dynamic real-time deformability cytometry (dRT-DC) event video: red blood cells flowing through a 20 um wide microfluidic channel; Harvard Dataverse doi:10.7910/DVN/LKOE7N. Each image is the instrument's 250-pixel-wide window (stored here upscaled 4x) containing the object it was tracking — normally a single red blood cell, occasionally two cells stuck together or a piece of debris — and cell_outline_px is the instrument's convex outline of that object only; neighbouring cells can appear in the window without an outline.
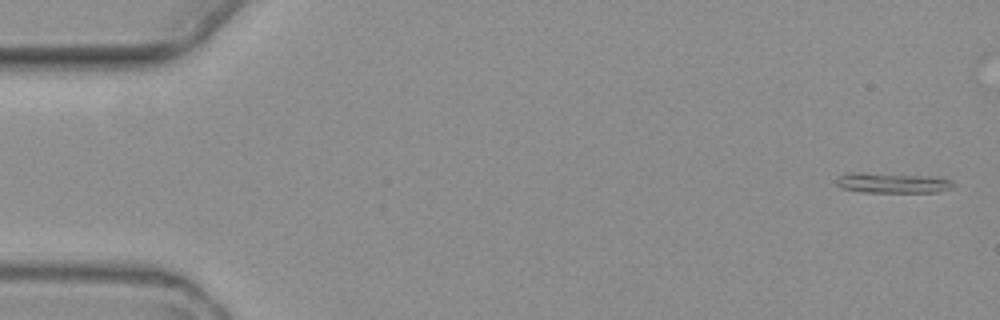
{"species": "common noctule bat (a hibernating species)", "species_latin": "Nyctalus noctula", "temperature_condition": "warm", "stored_images_in_passage": 5, "camera_frame_rate_fps": 3000, "um_per_image_px": 0.085, "animal": {"sex": "female", "body_mass_g": 19.3, "forearm_length_mm": 54.1}, "frame": {"image": 1, "passage_image": 1, "time_ms": 0.0, "image_size_px": [1000, 320], "cell_outline_px": [[952, 188], [936, 192], [864, 192], [840, 188], [836, 184], [836, 180], [840, 176], [848, 172], [864, 172], [928, 176], [952, 180]], "centroid_in_image_um": [75.79, 15.54], "position_along_channel_um": 9.2, "area_um2": 13.76}}
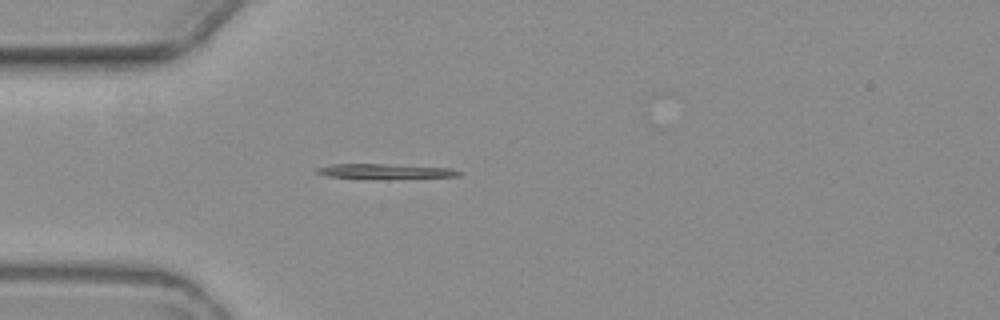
{"frame": {"image": 2, "passage_image": 5, "time_ms": 4.667, "image_size_px": [1000, 320], "cell_outline_px": [[460, 176], [328, 176], [316, 172], [316, 168], [332, 164], [388, 164], [452, 168], [460, 172]], "centroid_in_image_um": [32.7, 14.49], "position_along_channel_um": 52.3, "area_um2": 10.81}}